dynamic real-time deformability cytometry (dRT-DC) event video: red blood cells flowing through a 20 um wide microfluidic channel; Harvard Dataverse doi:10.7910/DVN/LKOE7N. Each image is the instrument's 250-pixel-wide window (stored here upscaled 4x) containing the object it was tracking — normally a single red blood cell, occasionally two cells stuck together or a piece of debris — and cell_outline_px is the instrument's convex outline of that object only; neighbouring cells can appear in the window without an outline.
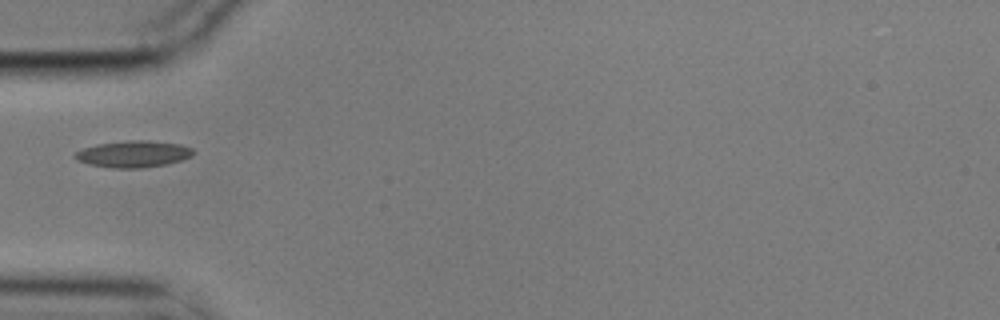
{"species": "common noctule bat (a hibernating species)", "species_latin": "Nyctalus noctula", "temperature_condition": "cold", "stored_images_in_passage": 12, "camera_frame_rate_fps": 3000, "um_per_image_px": 0.085, "animal": {"sex": "male", "body_mass_g": 17.9}, "frame": {"image": 1, "passage_image": 2, "time_ms": 0.333, "image_size_px": [1000, 320], "cell_outline_px": [[196, 152], [192, 156], [180, 160], [164, 164], [140, 168], [112, 168], [88, 164], [76, 160], [72, 156], [76, 152], [84, 148], [96, 144], [128, 140], [148, 140], [180, 144], [192, 148]], "centroid_in_image_um": [11.32, 13.08], "position_along_channel_um": 73.7, "area_um2": 18.38}}
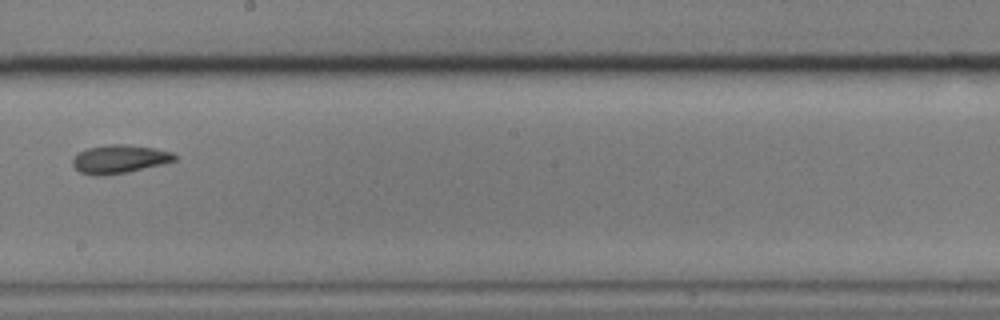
{"frame": {"image": 2, "passage_image": 6, "time_ms": 1.667, "image_size_px": [1000, 320], "cell_outline_px": [[176, 160], [128, 172], [104, 176], [92, 176], [80, 172], [72, 164], [72, 160], [76, 152], [88, 148], [108, 144], [128, 144], [156, 148], [172, 152], [176, 156]], "centroid_in_image_um": [10.11, 13.52], "position_along_channel_um": 238.1, "area_um2": 17.05}}
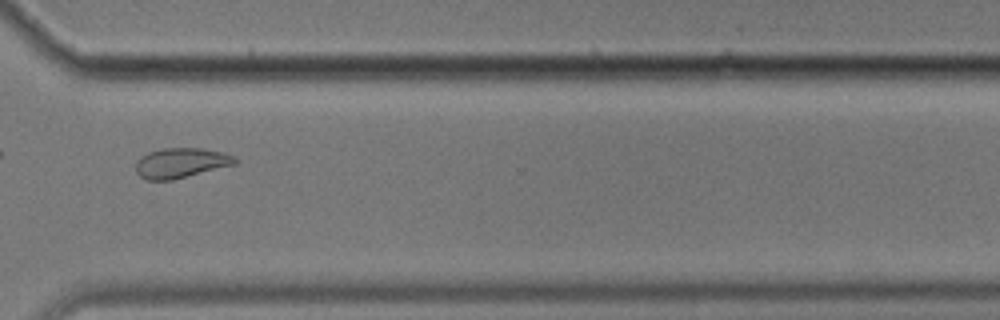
{"frame": {"image": 3, "passage_image": 9, "time_ms": 2.667, "image_size_px": [1000, 320], "cell_outline_px": [[236, 164], [172, 180], [148, 180], [140, 176], [136, 172], [136, 160], [140, 156], [148, 152], [164, 148], [200, 148], [224, 152], [236, 156]], "centroid_in_image_um": [15.37, 13.84], "position_along_channel_um": 355.2, "area_um2": 17.4}}